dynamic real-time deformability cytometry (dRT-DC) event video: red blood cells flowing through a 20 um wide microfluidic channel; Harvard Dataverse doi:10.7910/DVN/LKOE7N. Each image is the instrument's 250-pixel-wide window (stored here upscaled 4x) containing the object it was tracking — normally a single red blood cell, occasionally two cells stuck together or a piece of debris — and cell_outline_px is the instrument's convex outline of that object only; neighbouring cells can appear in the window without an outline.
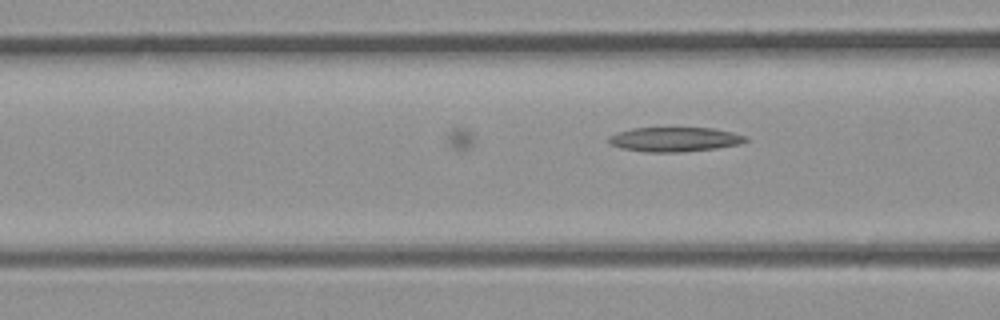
{"species": "common noctule bat (a hibernating species)", "species_latin": "Nyctalus noctula", "temperature_condition": "room temperature", "stored_images_in_passage": 4, "camera_frame_rate_fps": 3000, "um_per_image_px": 0.085, "animal": {"sex": "male", "body_mass_g": 23.1, "forearm_length_mm": 52.7}, "frame": {"image": 1, "passage_image": 4, "time_ms": 1.0, "image_size_px": [1000, 320], "cell_outline_px": [[748, 140], [740, 144], [716, 148], [684, 152], [644, 152], [620, 148], [608, 144], [608, 136], [616, 132], [632, 128], [712, 128], [732, 132], [748, 136]], "centroid_in_image_um": [57.31, 11.85], "position_along_channel_um": 109.3, "area_um2": 19.77}}